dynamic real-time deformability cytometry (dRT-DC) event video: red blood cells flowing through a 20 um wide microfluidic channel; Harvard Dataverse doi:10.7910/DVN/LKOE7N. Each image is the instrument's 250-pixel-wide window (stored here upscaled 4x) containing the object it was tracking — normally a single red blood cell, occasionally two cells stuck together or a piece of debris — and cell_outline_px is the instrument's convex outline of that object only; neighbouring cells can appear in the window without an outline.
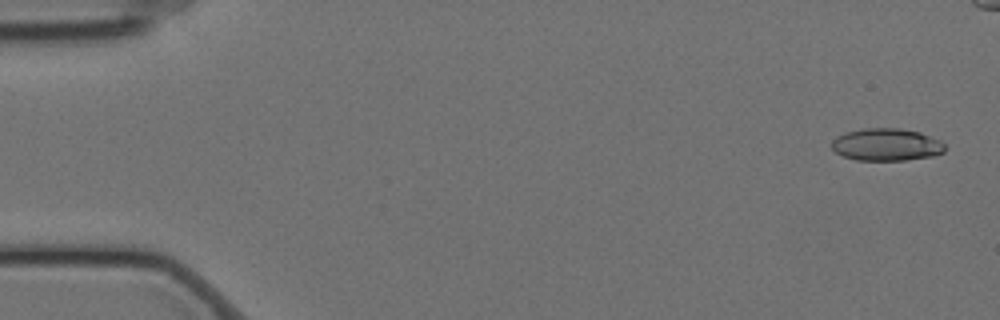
{"species": "Egyptian fruit bat (a non-hibernating species)", "species_latin": "Rousettus aegyptiacus", "temperature_condition": "cold", "stored_images_in_passage": 50, "camera_frame_rate_fps": 3000, "um_per_image_px": 0.085, "animal": {"sex": "female"}, "frame": {"image": 1, "passage_image": 2, "time_ms": 0.333, "image_size_px": [1000, 320], "cell_outline_px": [[944, 152], [932, 156], [904, 160], [856, 160], [844, 156], [836, 152], [832, 148], [832, 140], [836, 136], [844, 132], [864, 128], [900, 128], [920, 132], [940, 140], [944, 144]], "centroid_in_image_um": [75.33, 12.28], "position_along_channel_um": 9.7, "area_um2": 21.39}}
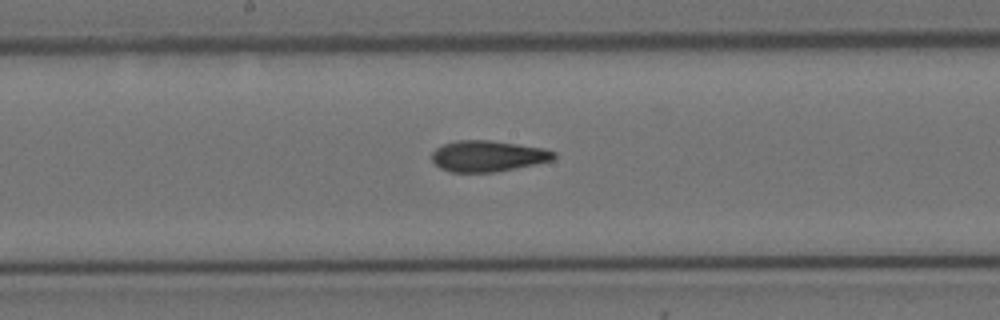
{"frame": {"image": 2, "passage_image": 30, "time_ms": 9.667, "image_size_px": [1000, 320], "cell_outline_px": [[556, 156], [552, 160], [496, 172], [452, 172], [440, 168], [432, 160], [432, 152], [436, 148], [444, 144], [456, 140], [488, 140], [544, 148], [556, 152]], "centroid_in_image_um": [41.45, 13.26], "position_along_channel_um": 206.8, "area_um2": 21.91}}
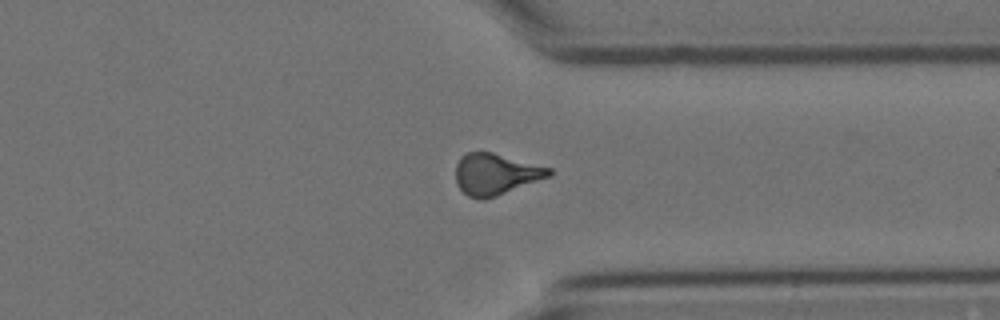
{"frame": {"image": 3, "passage_image": 44, "time_ms": 14.333, "image_size_px": [1000, 320], "cell_outline_px": [[552, 176], [496, 196], [484, 200], [480, 200], [468, 196], [456, 184], [456, 164], [460, 156], [464, 152], [492, 152], [552, 168]], "centroid_in_image_um": [42.13, 14.8], "position_along_channel_um": 369.3, "area_um2": 22.66}}